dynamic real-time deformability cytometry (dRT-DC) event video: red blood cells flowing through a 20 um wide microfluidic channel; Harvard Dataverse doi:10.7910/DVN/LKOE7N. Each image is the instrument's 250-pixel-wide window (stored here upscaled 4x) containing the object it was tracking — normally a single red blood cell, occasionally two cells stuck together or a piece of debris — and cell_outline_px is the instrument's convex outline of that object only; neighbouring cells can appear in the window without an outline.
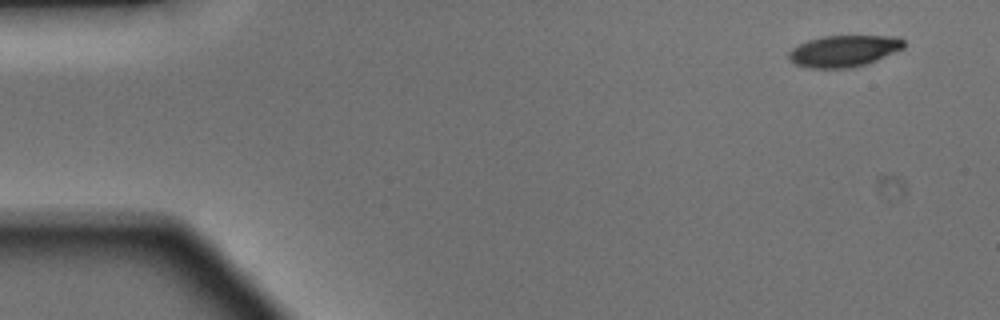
{"species": "Egyptian fruit bat (a non-hibernating species)", "species_latin": "Rousettus aegyptiacus", "temperature_condition": "warm", "stored_images_in_passage": 2, "camera_frame_rate_fps": 3000, "um_per_image_px": 0.085, "animal": {"sex": "male"}, "frame": {"image": 1, "passage_image": 1, "time_ms": 0.0, "image_size_px": [1000, 320], "cell_outline_px": [[904, 48], [876, 60], [852, 68], [808, 68], [796, 64], [788, 60], [788, 52], [792, 48], [808, 40], [824, 36], [896, 36], [904, 40]], "centroid_in_image_um": [71.7, 4.34], "position_along_channel_um": 13.3, "area_um2": 21.1}}